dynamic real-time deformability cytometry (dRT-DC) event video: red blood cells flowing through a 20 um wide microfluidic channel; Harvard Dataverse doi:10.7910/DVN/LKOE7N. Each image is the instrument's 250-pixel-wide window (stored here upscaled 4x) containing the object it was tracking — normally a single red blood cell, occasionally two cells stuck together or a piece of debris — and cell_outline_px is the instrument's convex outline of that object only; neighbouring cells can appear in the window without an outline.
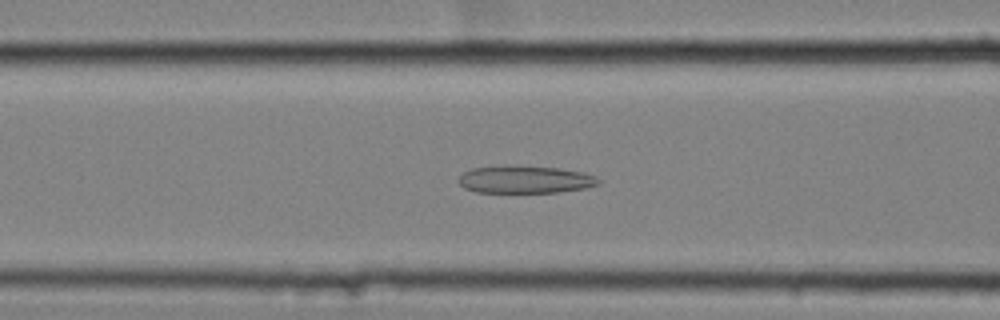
{"species": "common noctule bat (a hibernating species)", "species_latin": "Nyctalus noctula", "temperature_condition": "cold", "stored_images_in_passage": 51, "camera_frame_rate_fps": 3000, "um_per_image_px": 0.085, "animal": {"sex": "female", "body_mass_g": 25.1}, "frame": {"image": 1, "passage_image": 18, "time_ms": 5.667, "image_size_px": [1000, 320], "cell_outline_px": [[600, 184], [584, 188], [556, 192], [476, 192], [464, 188], [460, 184], [460, 176], [464, 172], [472, 168], [556, 168], [584, 172], [596, 176], [600, 180]], "centroid_in_image_um": [44.69, 15.3], "position_along_channel_um": 121.9, "area_um2": 21.33}}
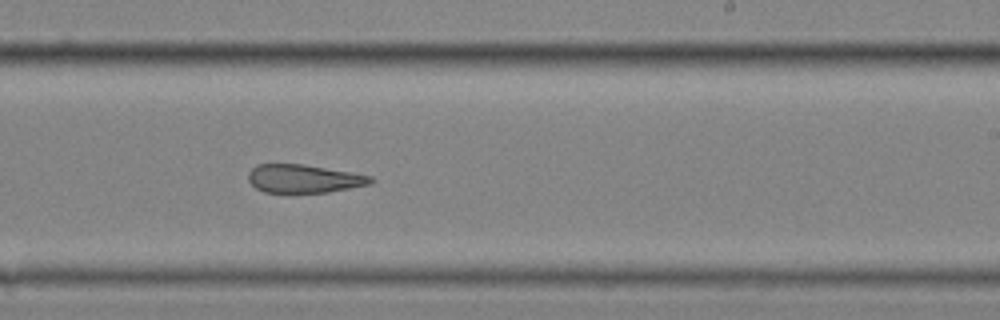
{"frame": {"image": 2, "passage_image": 30, "time_ms": 9.667, "image_size_px": [1000, 320], "cell_outline_px": [[376, 180], [372, 184], [328, 192], [292, 196], [288, 196], [264, 192], [256, 188], [248, 180], [248, 172], [256, 164], [300, 164], [352, 172], [372, 176]], "centroid_in_image_um": [25.81, 15.24], "position_along_channel_um": 263.2, "area_um2": 21.15}}
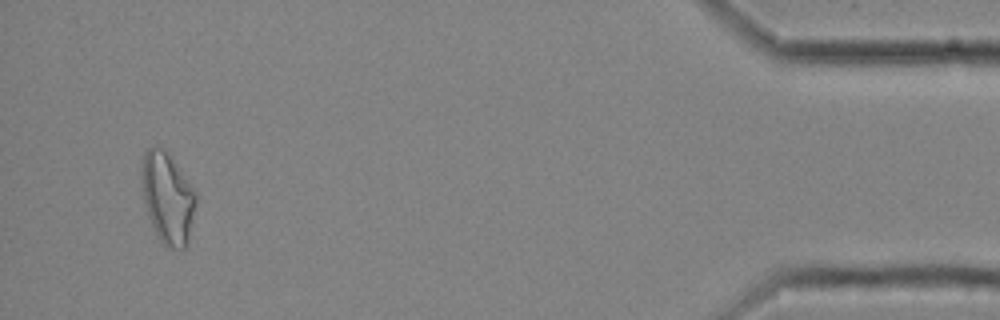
{"frame": {"image": 3, "passage_image": 49, "time_ms": 16.0, "image_size_px": [1000, 320], "cell_outline_px": [[196, 204], [188, 240], [184, 248], [172, 248], [164, 244], [156, 236], [148, 216], [144, 200], [140, 176], [140, 172], [144, 152], [148, 148], [156, 144], [160, 144], [164, 148], [196, 192]], "centroid_in_image_um": [14.21, 16.78], "position_along_channel_um": 421.0, "area_um2": 28.84}, "authors_computed_cell_mechanics": {"area_um2": 23.8714, "velocity_mm_per_s": 3.5405, "shape_relaxation_time_tau1_ms": null, "shape_relaxation_time_tau2_ms": 4.1787, "deformation_change_tau1": null, "deformation_change_tau2": 0.1461}}